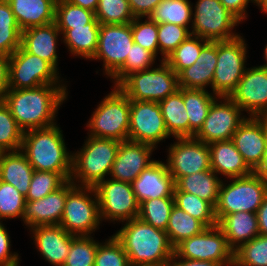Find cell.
I'll use <instances>...</instances> for the list:
<instances>
[{
    "label": "cell",
    "instance_id": "1",
    "mask_svg": "<svg viewBox=\"0 0 267 266\" xmlns=\"http://www.w3.org/2000/svg\"><path fill=\"white\" fill-rule=\"evenodd\" d=\"M66 92L67 86L63 83L9 89L3 102L23 131L46 128L56 124V113L67 99Z\"/></svg>",
    "mask_w": 267,
    "mask_h": 266
},
{
    "label": "cell",
    "instance_id": "2",
    "mask_svg": "<svg viewBox=\"0 0 267 266\" xmlns=\"http://www.w3.org/2000/svg\"><path fill=\"white\" fill-rule=\"evenodd\" d=\"M124 223L113 235L121 243L131 266H165L170 261L174 247L164 230L138 217Z\"/></svg>",
    "mask_w": 267,
    "mask_h": 266
},
{
    "label": "cell",
    "instance_id": "3",
    "mask_svg": "<svg viewBox=\"0 0 267 266\" xmlns=\"http://www.w3.org/2000/svg\"><path fill=\"white\" fill-rule=\"evenodd\" d=\"M57 124L24 131L21 151L34 170L60 173L67 181L72 172V153Z\"/></svg>",
    "mask_w": 267,
    "mask_h": 266
},
{
    "label": "cell",
    "instance_id": "4",
    "mask_svg": "<svg viewBox=\"0 0 267 266\" xmlns=\"http://www.w3.org/2000/svg\"><path fill=\"white\" fill-rule=\"evenodd\" d=\"M119 145L120 142L117 140L88 135L82 149L72 153L70 180L76 186L86 187H95L105 180V176L111 173Z\"/></svg>",
    "mask_w": 267,
    "mask_h": 266
},
{
    "label": "cell",
    "instance_id": "5",
    "mask_svg": "<svg viewBox=\"0 0 267 266\" xmlns=\"http://www.w3.org/2000/svg\"><path fill=\"white\" fill-rule=\"evenodd\" d=\"M114 88L97 106L87 127L89 136L122 142L128 140L130 99L118 86Z\"/></svg>",
    "mask_w": 267,
    "mask_h": 266
},
{
    "label": "cell",
    "instance_id": "6",
    "mask_svg": "<svg viewBox=\"0 0 267 266\" xmlns=\"http://www.w3.org/2000/svg\"><path fill=\"white\" fill-rule=\"evenodd\" d=\"M158 68H149L127 75L117 86L134 101L160 102L178 89V75L165 62Z\"/></svg>",
    "mask_w": 267,
    "mask_h": 266
},
{
    "label": "cell",
    "instance_id": "7",
    "mask_svg": "<svg viewBox=\"0 0 267 266\" xmlns=\"http://www.w3.org/2000/svg\"><path fill=\"white\" fill-rule=\"evenodd\" d=\"M266 195L267 182L254 172L233 178L228 185L222 181L215 206L216 220L240 211L256 213Z\"/></svg>",
    "mask_w": 267,
    "mask_h": 266
},
{
    "label": "cell",
    "instance_id": "8",
    "mask_svg": "<svg viewBox=\"0 0 267 266\" xmlns=\"http://www.w3.org/2000/svg\"><path fill=\"white\" fill-rule=\"evenodd\" d=\"M93 196V197H91ZM101 217L94 187L75 186L67 195L60 226L74 236H91Z\"/></svg>",
    "mask_w": 267,
    "mask_h": 266
},
{
    "label": "cell",
    "instance_id": "9",
    "mask_svg": "<svg viewBox=\"0 0 267 266\" xmlns=\"http://www.w3.org/2000/svg\"><path fill=\"white\" fill-rule=\"evenodd\" d=\"M247 44L239 36L229 41L217 42V64L212 81V91L218 97H229L246 70Z\"/></svg>",
    "mask_w": 267,
    "mask_h": 266
},
{
    "label": "cell",
    "instance_id": "10",
    "mask_svg": "<svg viewBox=\"0 0 267 266\" xmlns=\"http://www.w3.org/2000/svg\"><path fill=\"white\" fill-rule=\"evenodd\" d=\"M192 13L191 35L210 42L229 41L240 35L233 33L240 21L230 13L220 0H198ZM194 20V21H193Z\"/></svg>",
    "mask_w": 267,
    "mask_h": 266
},
{
    "label": "cell",
    "instance_id": "11",
    "mask_svg": "<svg viewBox=\"0 0 267 266\" xmlns=\"http://www.w3.org/2000/svg\"><path fill=\"white\" fill-rule=\"evenodd\" d=\"M174 254L183 259L213 261L221 266L234 265V250L217 225L182 240L174 247Z\"/></svg>",
    "mask_w": 267,
    "mask_h": 266
},
{
    "label": "cell",
    "instance_id": "12",
    "mask_svg": "<svg viewBox=\"0 0 267 266\" xmlns=\"http://www.w3.org/2000/svg\"><path fill=\"white\" fill-rule=\"evenodd\" d=\"M57 70L46 60L27 52L20 46L9 56V89L37 88L60 84Z\"/></svg>",
    "mask_w": 267,
    "mask_h": 266
},
{
    "label": "cell",
    "instance_id": "13",
    "mask_svg": "<svg viewBox=\"0 0 267 266\" xmlns=\"http://www.w3.org/2000/svg\"><path fill=\"white\" fill-rule=\"evenodd\" d=\"M101 220L130 221L139 214V203L129 182L105 179L95 187Z\"/></svg>",
    "mask_w": 267,
    "mask_h": 266
},
{
    "label": "cell",
    "instance_id": "14",
    "mask_svg": "<svg viewBox=\"0 0 267 266\" xmlns=\"http://www.w3.org/2000/svg\"><path fill=\"white\" fill-rule=\"evenodd\" d=\"M133 43L131 23L100 24L98 47L91 60H103V72L112 77L124 65Z\"/></svg>",
    "mask_w": 267,
    "mask_h": 266
},
{
    "label": "cell",
    "instance_id": "15",
    "mask_svg": "<svg viewBox=\"0 0 267 266\" xmlns=\"http://www.w3.org/2000/svg\"><path fill=\"white\" fill-rule=\"evenodd\" d=\"M170 136L158 102L130 100L129 141L155 147Z\"/></svg>",
    "mask_w": 267,
    "mask_h": 266
},
{
    "label": "cell",
    "instance_id": "16",
    "mask_svg": "<svg viewBox=\"0 0 267 266\" xmlns=\"http://www.w3.org/2000/svg\"><path fill=\"white\" fill-rule=\"evenodd\" d=\"M220 99L223 103H218ZM241 111L243 110L230 97L216 98L202 128L194 137L206 144L231 140L238 127L246 120V116H241Z\"/></svg>",
    "mask_w": 267,
    "mask_h": 266
},
{
    "label": "cell",
    "instance_id": "17",
    "mask_svg": "<svg viewBox=\"0 0 267 266\" xmlns=\"http://www.w3.org/2000/svg\"><path fill=\"white\" fill-rule=\"evenodd\" d=\"M168 149L167 167L175 182L183 176L211 170L208 144L195 137H177Z\"/></svg>",
    "mask_w": 267,
    "mask_h": 266
},
{
    "label": "cell",
    "instance_id": "18",
    "mask_svg": "<svg viewBox=\"0 0 267 266\" xmlns=\"http://www.w3.org/2000/svg\"><path fill=\"white\" fill-rule=\"evenodd\" d=\"M229 97L250 117H267V68H246Z\"/></svg>",
    "mask_w": 267,
    "mask_h": 266
},
{
    "label": "cell",
    "instance_id": "19",
    "mask_svg": "<svg viewBox=\"0 0 267 266\" xmlns=\"http://www.w3.org/2000/svg\"><path fill=\"white\" fill-rule=\"evenodd\" d=\"M266 136L267 117H247L232 136L236 149L252 171L262 160Z\"/></svg>",
    "mask_w": 267,
    "mask_h": 266
},
{
    "label": "cell",
    "instance_id": "20",
    "mask_svg": "<svg viewBox=\"0 0 267 266\" xmlns=\"http://www.w3.org/2000/svg\"><path fill=\"white\" fill-rule=\"evenodd\" d=\"M154 146L133 141L120 142L110 176L114 180L132 183L155 160L151 159Z\"/></svg>",
    "mask_w": 267,
    "mask_h": 266
},
{
    "label": "cell",
    "instance_id": "21",
    "mask_svg": "<svg viewBox=\"0 0 267 266\" xmlns=\"http://www.w3.org/2000/svg\"><path fill=\"white\" fill-rule=\"evenodd\" d=\"M76 185L67 181L61 188L35 201H26L24 224L30 228L40 225H59L68 193Z\"/></svg>",
    "mask_w": 267,
    "mask_h": 266
},
{
    "label": "cell",
    "instance_id": "22",
    "mask_svg": "<svg viewBox=\"0 0 267 266\" xmlns=\"http://www.w3.org/2000/svg\"><path fill=\"white\" fill-rule=\"evenodd\" d=\"M138 203L161 197H174L175 180L167 164L155 160L131 183Z\"/></svg>",
    "mask_w": 267,
    "mask_h": 266
},
{
    "label": "cell",
    "instance_id": "23",
    "mask_svg": "<svg viewBox=\"0 0 267 266\" xmlns=\"http://www.w3.org/2000/svg\"><path fill=\"white\" fill-rule=\"evenodd\" d=\"M35 246L46 261L53 266H63L68 257L74 235L60 225H40L30 228Z\"/></svg>",
    "mask_w": 267,
    "mask_h": 266
},
{
    "label": "cell",
    "instance_id": "24",
    "mask_svg": "<svg viewBox=\"0 0 267 266\" xmlns=\"http://www.w3.org/2000/svg\"><path fill=\"white\" fill-rule=\"evenodd\" d=\"M217 64V42H208L196 62L178 74V85L184 89L206 90L211 85Z\"/></svg>",
    "mask_w": 267,
    "mask_h": 266
},
{
    "label": "cell",
    "instance_id": "25",
    "mask_svg": "<svg viewBox=\"0 0 267 266\" xmlns=\"http://www.w3.org/2000/svg\"><path fill=\"white\" fill-rule=\"evenodd\" d=\"M60 30L56 23L22 31L21 46L29 53L49 62L58 71L57 40Z\"/></svg>",
    "mask_w": 267,
    "mask_h": 266
},
{
    "label": "cell",
    "instance_id": "26",
    "mask_svg": "<svg viewBox=\"0 0 267 266\" xmlns=\"http://www.w3.org/2000/svg\"><path fill=\"white\" fill-rule=\"evenodd\" d=\"M210 150L211 169L218 175L222 174L232 180L251 174L242 155L232 140L217 141L208 144Z\"/></svg>",
    "mask_w": 267,
    "mask_h": 266
},
{
    "label": "cell",
    "instance_id": "27",
    "mask_svg": "<svg viewBox=\"0 0 267 266\" xmlns=\"http://www.w3.org/2000/svg\"><path fill=\"white\" fill-rule=\"evenodd\" d=\"M21 31L55 22L57 0H6Z\"/></svg>",
    "mask_w": 267,
    "mask_h": 266
},
{
    "label": "cell",
    "instance_id": "28",
    "mask_svg": "<svg viewBox=\"0 0 267 266\" xmlns=\"http://www.w3.org/2000/svg\"><path fill=\"white\" fill-rule=\"evenodd\" d=\"M217 226L222 230L229 246L234 251L243 243L260 235L256 213L240 211L228 214L217 221Z\"/></svg>",
    "mask_w": 267,
    "mask_h": 266
},
{
    "label": "cell",
    "instance_id": "29",
    "mask_svg": "<svg viewBox=\"0 0 267 266\" xmlns=\"http://www.w3.org/2000/svg\"><path fill=\"white\" fill-rule=\"evenodd\" d=\"M34 169L21 151L2 152L0 181L13 185L25 197L28 194Z\"/></svg>",
    "mask_w": 267,
    "mask_h": 266
},
{
    "label": "cell",
    "instance_id": "30",
    "mask_svg": "<svg viewBox=\"0 0 267 266\" xmlns=\"http://www.w3.org/2000/svg\"><path fill=\"white\" fill-rule=\"evenodd\" d=\"M211 169L180 177L176 182V189L198 196L209 202L214 208L218 201L222 179Z\"/></svg>",
    "mask_w": 267,
    "mask_h": 266
},
{
    "label": "cell",
    "instance_id": "31",
    "mask_svg": "<svg viewBox=\"0 0 267 266\" xmlns=\"http://www.w3.org/2000/svg\"><path fill=\"white\" fill-rule=\"evenodd\" d=\"M168 133L175 138L189 137V118L184 105V88L159 102Z\"/></svg>",
    "mask_w": 267,
    "mask_h": 266
},
{
    "label": "cell",
    "instance_id": "32",
    "mask_svg": "<svg viewBox=\"0 0 267 266\" xmlns=\"http://www.w3.org/2000/svg\"><path fill=\"white\" fill-rule=\"evenodd\" d=\"M100 23L95 18L83 27L68 29L63 34V42L74 56L92 59L98 47Z\"/></svg>",
    "mask_w": 267,
    "mask_h": 266
},
{
    "label": "cell",
    "instance_id": "33",
    "mask_svg": "<svg viewBox=\"0 0 267 266\" xmlns=\"http://www.w3.org/2000/svg\"><path fill=\"white\" fill-rule=\"evenodd\" d=\"M217 97L206 90L184 89V105L189 118V137H194L202 128L208 111Z\"/></svg>",
    "mask_w": 267,
    "mask_h": 266
},
{
    "label": "cell",
    "instance_id": "34",
    "mask_svg": "<svg viewBox=\"0 0 267 266\" xmlns=\"http://www.w3.org/2000/svg\"><path fill=\"white\" fill-rule=\"evenodd\" d=\"M206 228L201 221L195 219L174 204L165 232L171 245L175 247L182 240L197 235Z\"/></svg>",
    "mask_w": 267,
    "mask_h": 266
},
{
    "label": "cell",
    "instance_id": "35",
    "mask_svg": "<svg viewBox=\"0 0 267 266\" xmlns=\"http://www.w3.org/2000/svg\"><path fill=\"white\" fill-rule=\"evenodd\" d=\"M22 31L6 0H0V54L10 56L21 46Z\"/></svg>",
    "mask_w": 267,
    "mask_h": 266
},
{
    "label": "cell",
    "instance_id": "36",
    "mask_svg": "<svg viewBox=\"0 0 267 266\" xmlns=\"http://www.w3.org/2000/svg\"><path fill=\"white\" fill-rule=\"evenodd\" d=\"M191 6L189 0H162L149 18L157 23H172L188 27L193 18Z\"/></svg>",
    "mask_w": 267,
    "mask_h": 266
},
{
    "label": "cell",
    "instance_id": "37",
    "mask_svg": "<svg viewBox=\"0 0 267 266\" xmlns=\"http://www.w3.org/2000/svg\"><path fill=\"white\" fill-rule=\"evenodd\" d=\"M95 19V12L70 4L66 0H57L55 5V23L64 34L68 29L83 27Z\"/></svg>",
    "mask_w": 267,
    "mask_h": 266
},
{
    "label": "cell",
    "instance_id": "38",
    "mask_svg": "<svg viewBox=\"0 0 267 266\" xmlns=\"http://www.w3.org/2000/svg\"><path fill=\"white\" fill-rule=\"evenodd\" d=\"M175 205L195 219L201 221L206 227L217 225L215 208L207 201L196 195L174 190Z\"/></svg>",
    "mask_w": 267,
    "mask_h": 266
},
{
    "label": "cell",
    "instance_id": "39",
    "mask_svg": "<svg viewBox=\"0 0 267 266\" xmlns=\"http://www.w3.org/2000/svg\"><path fill=\"white\" fill-rule=\"evenodd\" d=\"M209 41L190 35L164 60L178 75L183 69L192 66L199 57L202 48Z\"/></svg>",
    "mask_w": 267,
    "mask_h": 266
},
{
    "label": "cell",
    "instance_id": "40",
    "mask_svg": "<svg viewBox=\"0 0 267 266\" xmlns=\"http://www.w3.org/2000/svg\"><path fill=\"white\" fill-rule=\"evenodd\" d=\"M174 204V197L145 200L139 204L138 218L155 228L166 231Z\"/></svg>",
    "mask_w": 267,
    "mask_h": 266
},
{
    "label": "cell",
    "instance_id": "41",
    "mask_svg": "<svg viewBox=\"0 0 267 266\" xmlns=\"http://www.w3.org/2000/svg\"><path fill=\"white\" fill-rule=\"evenodd\" d=\"M23 133L9 108L0 102V151L21 150Z\"/></svg>",
    "mask_w": 267,
    "mask_h": 266
},
{
    "label": "cell",
    "instance_id": "42",
    "mask_svg": "<svg viewBox=\"0 0 267 266\" xmlns=\"http://www.w3.org/2000/svg\"><path fill=\"white\" fill-rule=\"evenodd\" d=\"M233 266H267V236L258 235L236 249Z\"/></svg>",
    "mask_w": 267,
    "mask_h": 266
},
{
    "label": "cell",
    "instance_id": "43",
    "mask_svg": "<svg viewBox=\"0 0 267 266\" xmlns=\"http://www.w3.org/2000/svg\"><path fill=\"white\" fill-rule=\"evenodd\" d=\"M95 18L100 24H128L135 17L128 0H99Z\"/></svg>",
    "mask_w": 267,
    "mask_h": 266
},
{
    "label": "cell",
    "instance_id": "44",
    "mask_svg": "<svg viewBox=\"0 0 267 266\" xmlns=\"http://www.w3.org/2000/svg\"><path fill=\"white\" fill-rule=\"evenodd\" d=\"M98 245L91 236H75L63 266H94Z\"/></svg>",
    "mask_w": 267,
    "mask_h": 266
},
{
    "label": "cell",
    "instance_id": "45",
    "mask_svg": "<svg viewBox=\"0 0 267 266\" xmlns=\"http://www.w3.org/2000/svg\"><path fill=\"white\" fill-rule=\"evenodd\" d=\"M67 180L56 172L34 170L26 201H35L61 188Z\"/></svg>",
    "mask_w": 267,
    "mask_h": 266
},
{
    "label": "cell",
    "instance_id": "46",
    "mask_svg": "<svg viewBox=\"0 0 267 266\" xmlns=\"http://www.w3.org/2000/svg\"><path fill=\"white\" fill-rule=\"evenodd\" d=\"M156 56L139 44L133 43L124 65L111 77L117 86L127 75L153 66Z\"/></svg>",
    "mask_w": 267,
    "mask_h": 266
},
{
    "label": "cell",
    "instance_id": "47",
    "mask_svg": "<svg viewBox=\"0 0 267 266\" xmlns=\"http://www.w3.org/2000/svg\"><path fill=\"white\" fill-rule=\"evenodd\" d=\"M191 35L189 27L172 24L158 23V45L162 61L171 54L184 40Z\"/></svg>",
    "mask_w": 267,
    "mask_h": 266
},
{
    "label": "cell",
    "instance_id": "48",
    "mask_svg": "<svg viewBox=\"0 0 267 266\" xmlns=\"http://www.w3.org/2000/svg\"><path fill=\"white\" fill-rule=\"evenodd\" d=\"M25 196L13 185L0 181V222L2 219L23 218Z\"/></svg>",
    "mask_w": 267,
    "mask_h": 266
},
{
    "label": "cell",
    "instance_id": "49",
    "mask_svg": "<svg viewBox=\"0 0 267 266\" xmlns=\"http://www.w3.org/2000/svg\"><path fill=\"white\" fill-rule=\"evenodd\" d=\"M94 266H131L121 243L113 236L99 243Z\"/></svg>",
    "mask_w": 267,
    "mask_h": 266
},
{
    "label": "cell",
    "instance_id": "50",
    "mask_svg": "<svg viewBox=\"0 0 267 266\" xmlns=\"http://www.w3.org/2000/svg\"><path fill=\"white\" fill-rule=\"evenodd\" d=\"M140 20L141 18H134L131 22L133 41L157 56L159 51L158 23L152 21L149 17L144 22Z\"/></svg>",
    "mask_w": 267,
    "mask_h": 266
},
{
    "label": "cell",
    "instance_id": "51",
    "mask_svg": "<svg viewBox=\"0 0 267 266\" xmlns=\"http://www.w3.org/2000/svg\"><path fill=\"white\" fill-rule=\"evenodd\" d=\"M10 236L2 221L0 222V266H19V256L10 251ZM16 253V254H15Z\"/></svg>",
    "mask_w": 267,
    "mask_h": 266
},
{
    "label": "cell",
    "instance_id": "52",
    "mask_svg": "<svg viewBox=\"0 0 267 266\" xmlns=\"http://www.w3.org/2000/svg\"><path fill=\"white\" fill-rule=\"evenodd\" d=\"M162 0H128L135 18L150 17Z\"/></svg>",
    "mask_w": 267,
    "mask_h": 266
},
{
    "label": "cell",
    "instance_id": "53",
    "mask_svg": "<svg viewBox=\"0 0 267 266\" xmlns=\"http://www.w3.org/2000/svg\"><path fill=\"white\" fill-rule=\"evenodd\" d=\"M252 0H220L222 5L240 22L247 18L246 8Z\"/></svg>",
    "mask_w": 267,
    "mask_h": 266
},
{
    "label": "cell",
    "instance_id": "54",
    "mask_svg": "<svg viewBox=\"0 0 267 266\" xmlns=\"http://www.w3.org/2000/svg\"><path fill=\"white\" fill-rule=\"evenodd\" d=\"M9 56L0 54V102H3L9 90Z\"/></svg>",
    "mask_w": 267,
    "mask_h": 266
},
{
    "label": "cell",
    "instance_id": "55",
    "mask_svg": "<svg viewBox=\"0 0 267 266\" xmlns=\"http://www.w3.org/2000/svg\"><path fill=\"white\" fill-rule=\"evenodd\" d=\"M178 260V261H177ZM165 266H221L213 261L183 259L173 254V257Z\"/></svg>",
    "mask_w": 267,
    "mask_h": 266
},
{
    "label": "cell",
    "instance_id": "56",
    "mask_svg": "<svg viewBox=\"0 0 267 266\" xmlns=\"http://www.w3.org/2000/svg\"><path fill=\"white\" fill-rule=\"evenodd\" d=\"M260 235L267 236V195L256 212Z\"/></svg>",
    "mask_w": 267,
    "mask_h": 266
},
{
    "label": "cell",
    "instance_id": "57",
    "mask_svg": "<svg viewBox=\"0 0 267 266\" xmlns=\"http://www.w3.org/2000/svg\"><path fill=\"white\" fill-rule=\"evenodd\" d=\"M253 172L267 182V136H266V147L262 160Z\"/></svg>",
    "mask_w": 267,
    "mask_h": 266
},
{
    "label": "cell",
    "instance_id": "58",
    "mask_svg": "<svg viewBox=\"0 0 267 266\" xmlns=\"http://www.w3.org/2000/svg\"><path fill=\"white\" fill-rule=\"evenodd\" d=\"M70 4L95 12L99 0H66Z\"/></svg>",
    "mask_w": 267,
    "mask_h": 266
},
{
    "label": "cell",
    "instance_id": "59",
    "mask_svg": "<svg viewBox=\"0 0 267 266\" xmlns=\"http://www.w3.org/2000/svg\"><path fill=\"white\" fill-rule=\"evenodd\" d=\"M256 5H258L262 12L267 13V0H261Z\"/></svg>",
    "mask_w": 267,
    "mask_h": 266
},
{
    "label": "cell",
    "instance_id": "60",
    "mask_svg": "<svg viewBox=\"0 0 267 266\" xmlns=\"http://www.w3.org/2000/svg\"><path fill=\"white\" fill-rule=\"evenodd\" d=\"M264 58L266 60V64L262 65V67L267 68V44H266V47L264 49Z\"/></svg>",
    "mask_w": 267,
    "mask_h": 266
},
{
    "label": "cell",
    "instance_id": "61",
    "mask_svg": "<svg viewBox=\"0 0 267 266\" xmlns=\"http://www.w3.org/2000/svg\"><path fill=\"white\" fill-rule=\"evenodd\" d=\"M259 1H261V0H252V3L257 4Z\"/></svg>",
    "mask_w": 267,
    "mask_h": 266
}]
</instances>
